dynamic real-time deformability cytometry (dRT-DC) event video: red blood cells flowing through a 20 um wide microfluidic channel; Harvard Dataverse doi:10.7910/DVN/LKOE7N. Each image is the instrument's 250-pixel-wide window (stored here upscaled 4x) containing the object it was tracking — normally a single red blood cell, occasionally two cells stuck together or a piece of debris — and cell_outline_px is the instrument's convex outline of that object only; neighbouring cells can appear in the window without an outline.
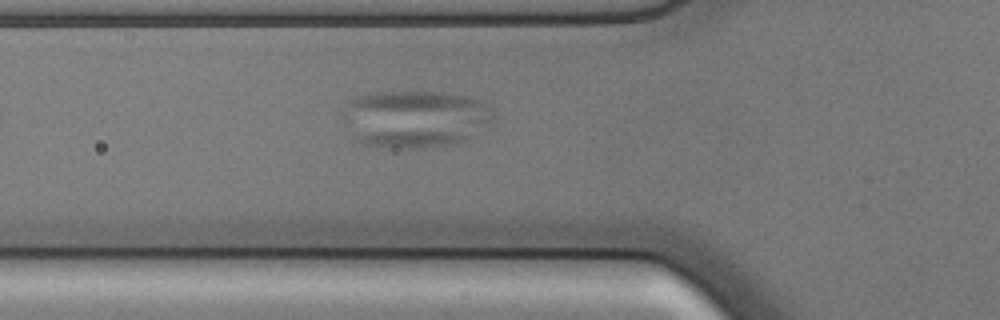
{"species": "common noctule bat (a hibernating species)", "species_latin": "Nyctalus noctula", "temperature_condition": "cold", "stored_images_in_passage": 40, "camera_frame_rate_fps": 3000, "um_per_image_px": 0.085, "animal": {"sex": "male", "body_mass_g": 17.9, "forearm_length_mm": 54.2}, "frame": {"image": 1, "passage_image": 6, "time_ms": 1.667, "image_size_px": [1000, 320], "cell_outline_px": [[468, 136], [464, 140], [456, 144], [424, 148], [392, 148], [364, 144], [352, 140], [352, 132], [468, 132]], "centroid_in_image_um": [34.79, 11.82], "position_along_channel_um": 91.0, "area_um2": 11.39}}